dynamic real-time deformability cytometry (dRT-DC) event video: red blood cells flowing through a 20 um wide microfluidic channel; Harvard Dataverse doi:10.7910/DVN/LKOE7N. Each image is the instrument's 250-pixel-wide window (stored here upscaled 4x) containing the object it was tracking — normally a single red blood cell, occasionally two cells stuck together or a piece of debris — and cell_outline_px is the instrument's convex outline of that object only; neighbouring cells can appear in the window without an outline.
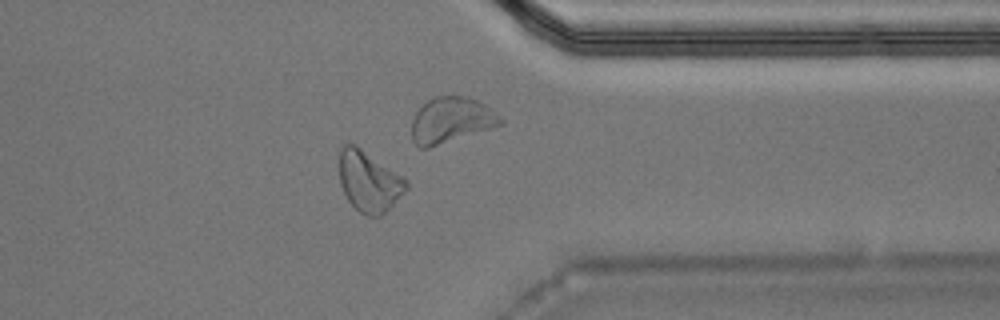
{"species": "Egyptian fruit bat (a non-hibernating species)", "species_latin": "Rousettus aegyptiacus", "temperature_condition": "warm", "stored_images_in_passage": 32, "camera_frame_rate_fps": 3000, "um_per_image_px": 0.085, "animal": {"sex": "male"}, "frame": {"image": 1, "passage_image": 23, "time_ms": 7.333, "image_size_px": [1000, 320], "cell_outline_px": [[408, 188], [380, 216], [368, 216], [360, 212], [348, 200], [340, 184], [340, 148], [348, 140], [356, 144], [408, 180]], "centroid_in_image_um": [31.35, 15.37], "position_along_channel_um": 380.1, "area_um2": 23.52}}